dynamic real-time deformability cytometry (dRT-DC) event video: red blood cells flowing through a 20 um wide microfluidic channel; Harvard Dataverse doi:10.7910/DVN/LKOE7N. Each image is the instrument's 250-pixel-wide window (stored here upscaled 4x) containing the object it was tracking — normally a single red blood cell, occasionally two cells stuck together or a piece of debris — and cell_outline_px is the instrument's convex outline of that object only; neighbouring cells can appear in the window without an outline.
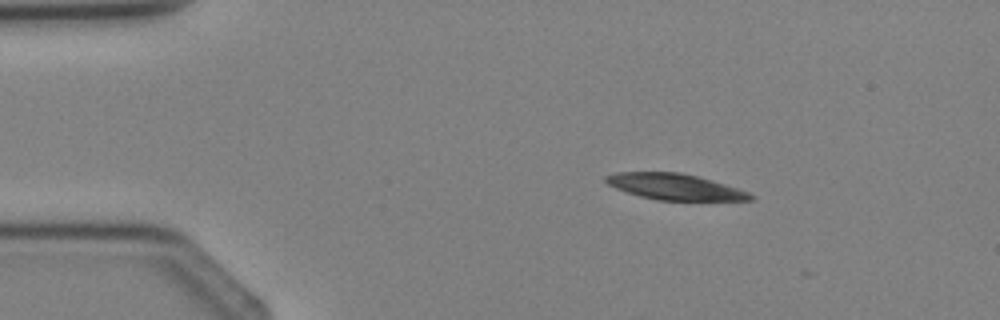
{"species": "Egyptian fruit bat (a non-hibernating species)", "species_latin": "Rousettus aegyptiacus", "temperature_condition": "cold", "stored_images_in_passage": 2, "camera_frame_rate_fps": 3000, "um_per_image_px": 0.085, "animal": {"sex": "female"}, "frame": {"image": 1, "passage_image": 1, "time_ms": 0.0, "image_size_px": [1000, 320], "cell_outline_px": [[756, 196], [752, 200], [656, 200], [640, 196], [616, 188], [608, 184], [604, 180], [604, 176], [616, 172], [680, 172], [712, 180], [748, 192]], "centroid_in_image_um": [57.34, 15.87], "position_along_channel_um": 27.7, "area_um2": 21.73}}